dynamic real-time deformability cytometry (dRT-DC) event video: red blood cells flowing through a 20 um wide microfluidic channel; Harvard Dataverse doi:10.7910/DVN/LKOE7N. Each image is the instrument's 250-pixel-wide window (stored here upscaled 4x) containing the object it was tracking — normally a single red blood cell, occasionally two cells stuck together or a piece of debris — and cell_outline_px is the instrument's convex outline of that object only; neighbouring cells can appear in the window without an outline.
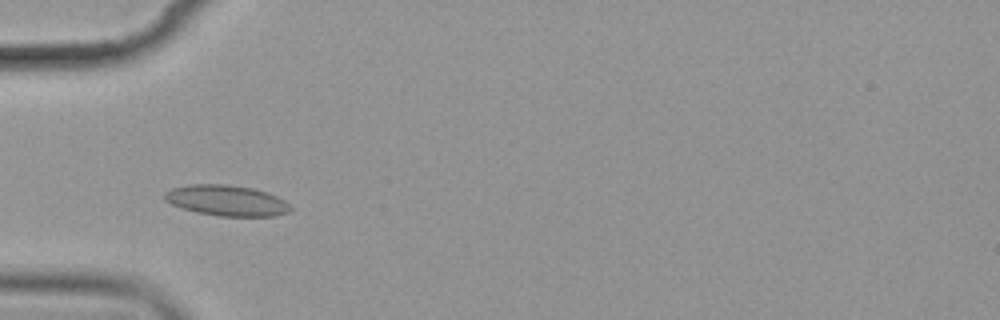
{"species": "common noctule bat (a hibernating species)", "species_latin": "Nyctalus noctula", "temperature_condition": "cold", "stored_images_in_passage": 4, "camera_frame_rate_fps": 3000, "um_per_image_px": 0.085, "animal": {"sex": "female", "body_mass_g": 19.9}, "frame": {"image": 1, "passage_image": 3, "time_ms": 3.333, "image_size_px": [1000, 320], "cell_outline_px": [[292, 208], [288, 212], [276, 216], [220, 216], [196, 212], [172, 204], [164, 200], [164, 192], [172, 188], [192, 184], [224, 184], [252, 188], [268, 192], [284, 200]], "centroid_in_image_um": [19.26, 17.04], "position_along_channel_um": 65.7, "area_um2": 22.43}}
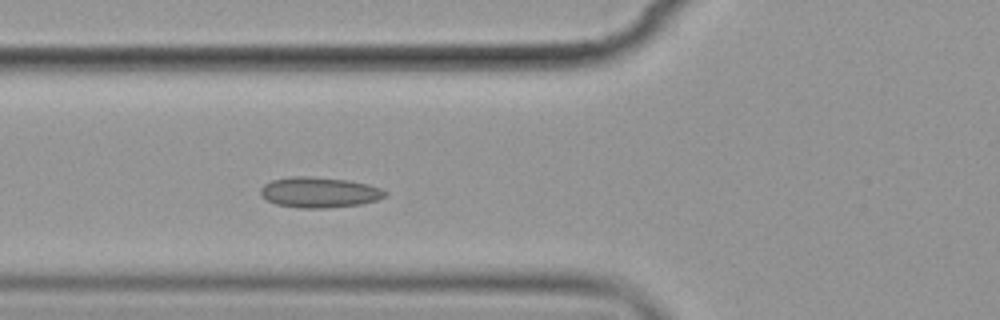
{"frame": {"image": 2, "passage_image": 4, "time_ms": 4.333, "image_size_px": [1000, 320], "cell_outline_px": [[388, 192], [384, 196], [376, 200], [360, 204], [328, 208], [300, 208], [276, 204], [264, 200], [260, 196], [260, 188], [264, 184], [272, 180], [296, 176], [308, 176], [348, 180], [368, 184], [380, 188]], "centroid_in_image_um": [27.09, 16.35], "position_along_channel_um": 98.7, "area_um2": 22.2}}